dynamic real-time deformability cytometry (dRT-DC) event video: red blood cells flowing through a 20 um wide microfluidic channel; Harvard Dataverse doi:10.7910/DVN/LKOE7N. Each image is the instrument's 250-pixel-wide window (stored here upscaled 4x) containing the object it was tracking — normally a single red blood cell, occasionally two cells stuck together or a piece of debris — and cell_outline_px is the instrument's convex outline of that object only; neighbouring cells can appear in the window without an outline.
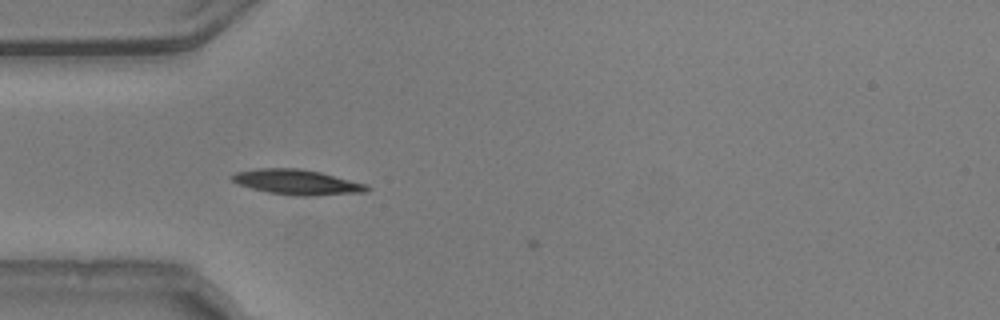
{"species": "common noctule bat (a hibernating species)", "species_latin": "Nyctalus noctula", "temperature_condition": "warm", "stored_images_in_passage": 2, "camera_frame_rate_fps": 3000, "um_per_image_px": 0.085, "animal": {"sex": "male", "body_mass_g": 20.5, "forearm_length_mm": 52.5}, "frame": {"image": 1, "passage_image": 1, "time_ms": 0.0, "image_size_px": [1000, 320], "cell_outline_px": [[372, 188], [368, 192], [316, 196], [292, 196], [268, 192], [236, 184], [232, 180], [232, 176], [236, 172], [260, 168], [300, 168], [320, 172], [368, 184]], "centroid_in_image_um": [25.32, 15.49], "position_along_channel_um": 59.7, "area_um2": 20.0}}